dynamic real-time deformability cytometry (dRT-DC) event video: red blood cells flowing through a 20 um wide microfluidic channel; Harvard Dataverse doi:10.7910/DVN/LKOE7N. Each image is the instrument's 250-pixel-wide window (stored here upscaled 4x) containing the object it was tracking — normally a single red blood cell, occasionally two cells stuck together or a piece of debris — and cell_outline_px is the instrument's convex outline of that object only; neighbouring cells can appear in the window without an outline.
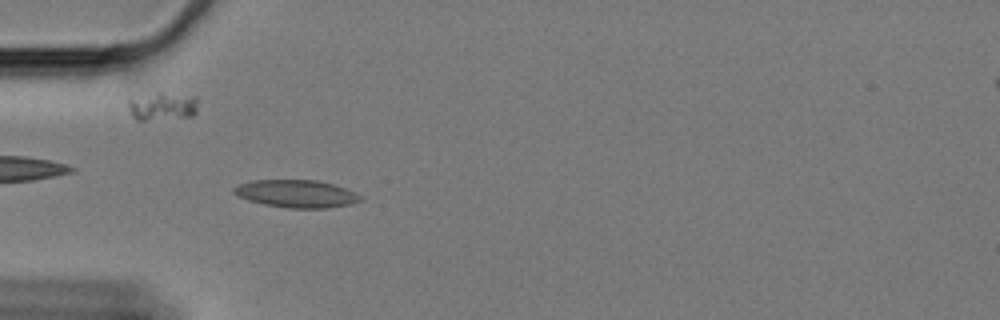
{"species": "Egyptian fruit bat (a non-hibernating species)", "species_latin": "Rousettus aegyptiacus", "temperature_condition": "cold", "stored_images_in_passage": 61, "camera_frame_rate_fps": 3000, "um_per_image_px": 0.085, "animal": {"sex": "female"}, "frame": {"image": 1, "passage_image": 18, "time_ms": 5.667, "image_size_px": [1000, 320], "cell_outline_px": [[364, 200], [348, 204], [328, 208], [288, 208], [264, 204], [248, 200], [232, 192], [232, 188], [240, 184], [252, 180], [316, 180], [332, 184], [356, 192], [364, 196]], "centroid_in_image_um": [25.22, 16.46], "position_along_channel_um": 59.8, "area_um2": 20.35}}
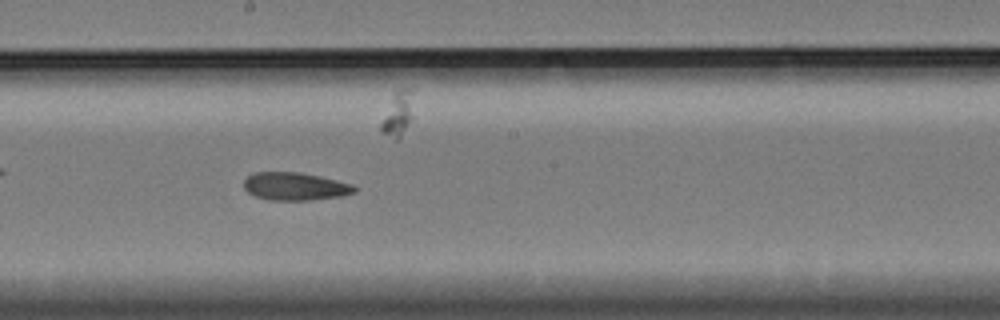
{"frame": {"image": 2, "passage_image": 33, "time_ms": 10.667, "image_size_px": [1000, 320], "cell_outline_px": [[356, 192], [344, 196], [308, 200], [268, 200], [256, 196], [248, 192], [244, 188], [244, 180], [248, 176], [256, 172], [300, 172], [336, 180], [352, 184], [356, 188]], "centroid_in_image_um": [25.09, 15.85], "position_along_channel_um": 223.1, "area_um2": 17.92}}
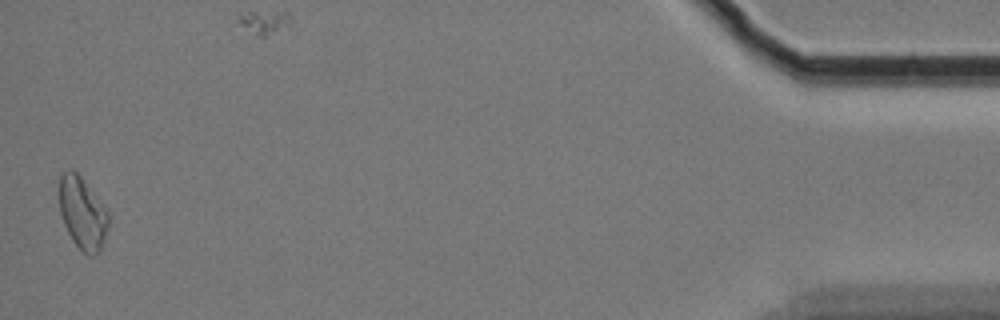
{"frame": {"image": 3, "passage_image": 59, "time_ms": 19.333, "image_size_px": [1000, 320], "cell_outline_px": [[108, 224], [104, 240], [100, 252], [92, 256], [88, 256], [72, 240], [64, 224], [60, 212], [60, 176], [64, 172], [76, 172], [80, 176], [108, 212]], "centroid_in_image_um": [7.02, 18.17], "position_along_channel_um": 428.2, "area_um2": 20.06}, "authors_computed_cell_mechanics": {"area_um2": 18.7272, "velocity_mm_per_s": 3.3416, "shape_relaxation_time_tau1_ms": null, "shape_relaxation_time_tau2_ms": 10.711, "deformation_change_tau1": null, "deformation_change_tau2": 0.1973}}